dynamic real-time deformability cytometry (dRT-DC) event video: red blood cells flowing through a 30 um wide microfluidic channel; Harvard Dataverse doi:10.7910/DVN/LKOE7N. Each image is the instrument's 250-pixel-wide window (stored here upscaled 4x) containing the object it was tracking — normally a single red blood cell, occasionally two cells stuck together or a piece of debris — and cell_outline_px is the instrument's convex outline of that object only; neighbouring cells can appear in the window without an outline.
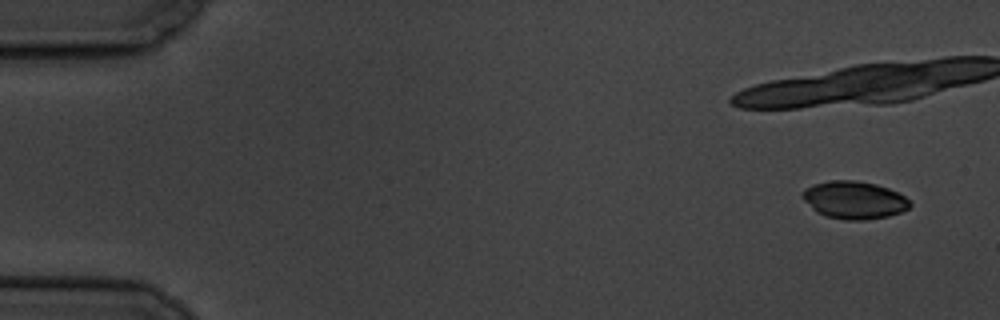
{"species": "common noctule bat (a hibernating species)", "species_latin": "Nyctalus noctula", "temperature_condition": "cold", "stored_images_in_passage": 5, "camera_frame_rate_fps": 3000, "um_per_image_px": 0.085, "animal": {"sex": "male", "body_mass_g": 19.5, "forearm_length_mm": 54.6}, "frame": {"image": 1, "passage_image": 1, "time_ms": 0.0, "image_size_px": [1000, 320], "cell_outline_px": [[912, 204], [908, 208], [900, 212], [888, 216], [864, 220], [844, 220], [828, 216], [816, 212], [800, 196], [804, 188], [812, 184], [828, 180], [856, 180], [876, 184], [888, 188], [904, 196]], "centroid_in_image_um": [72.57, 16.99], "position_along_channel_um": 12.4, "area_um2": 23.64}}